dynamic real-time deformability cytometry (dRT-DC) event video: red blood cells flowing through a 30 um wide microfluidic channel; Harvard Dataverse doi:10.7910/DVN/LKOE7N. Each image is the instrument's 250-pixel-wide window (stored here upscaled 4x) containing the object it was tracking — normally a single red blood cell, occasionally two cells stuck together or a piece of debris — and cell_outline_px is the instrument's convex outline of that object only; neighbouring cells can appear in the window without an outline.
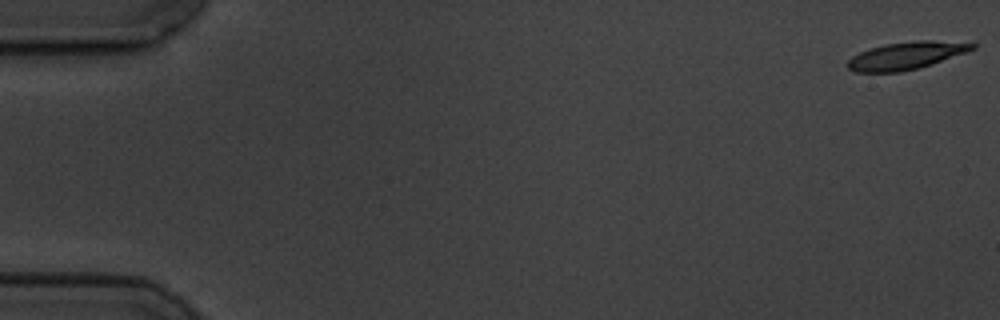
{"species": "common noctule bat (a hibernating species)", "species_latin": "Nyctalus noctula", "temperature_condition": "cold", "stored_images_in_passage": 5, "segment_of_instrument_passage": [2, 2], "camera_frame_rate_fps": 3000, "um_per_image_px": 0.085, "animal": {"sex": "male", "body_mass_g": 19.5, "forearm_length_mm": 54.6}, "frame": {"image": 1, "passage_image": 5, "time_ms": 5.667, "image_size_px": [1000, 320], "cell_outline_px": [[976, 48], [932, 64], [920, 68], [900, 72], [856, 72], [848, 68], [844, 64], [852, 56], [860, 52], [872, 48], [888, 44], [916, 40], [976, 40]], "centroid_in_image_um": [77.13, 4.7], "position_along_channel_um": 7.9, "area_um2": 20.4}}